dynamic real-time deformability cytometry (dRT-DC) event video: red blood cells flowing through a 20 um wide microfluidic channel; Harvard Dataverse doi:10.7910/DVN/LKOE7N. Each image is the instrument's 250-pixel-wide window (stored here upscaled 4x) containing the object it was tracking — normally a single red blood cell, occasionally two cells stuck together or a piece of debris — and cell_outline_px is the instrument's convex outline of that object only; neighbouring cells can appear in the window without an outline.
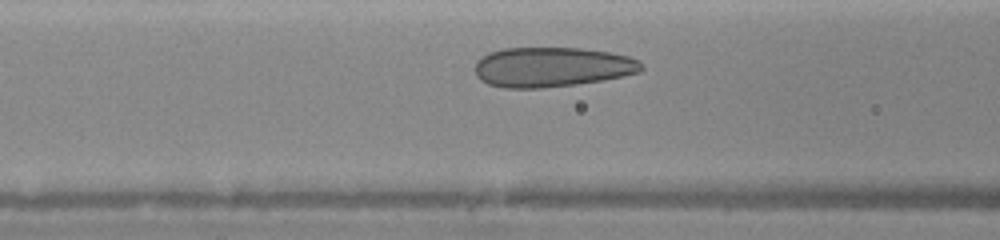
{"species": "human", "species_latin": "Homo sapiens", "temperature_condition": "warm", "stored_images_in_passage": 58, "camera_frame_rate_fps": 3000, "um_per_image_px": 0.085, "donor": {"sex": "female"}, "frame": {"image": 1, "passage_image": 12, "time_ms": 1.667, "image_size_px": [1000, 240], "cell_outline_px": [[644, 68], [640, 72], [624, 76], [604, 80], [576, 84], [540, 88], [504, 88], [488, 84], [480, 80], [476, 76], [476, 60], [488, 52], [504, 48], [580, 48], [608, 52], [628, 56], [640, 60], [644, 64]], "centroid_in_image_um": [46.93, 5.7], "position_along_channel_um": 119.7, "area_um2": 38.9}}
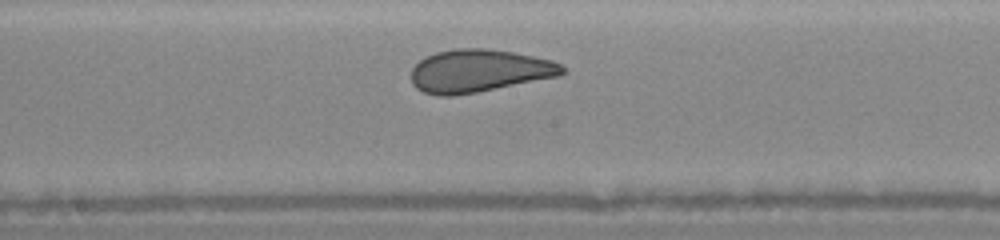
{"frame": {"image": 2, "passage_image": 26, "time_ms": 3.667, "image_size_px": [1000, 240], "cell_outline_px": [[564, 72], [560, 76], [476, 92], [452, 96], [440, 96], [424, 92], [416, 88], [412, 84], [412, 68], [420, 60], [436, 52], [456, 48], [488, 48], [512, 52], [552, 60], [560, 64], [564, 68]], "centroid_in_image_um": [40.71, 6.02], "position_along_channel_um": 207.5, "area_um2": 37.45}}
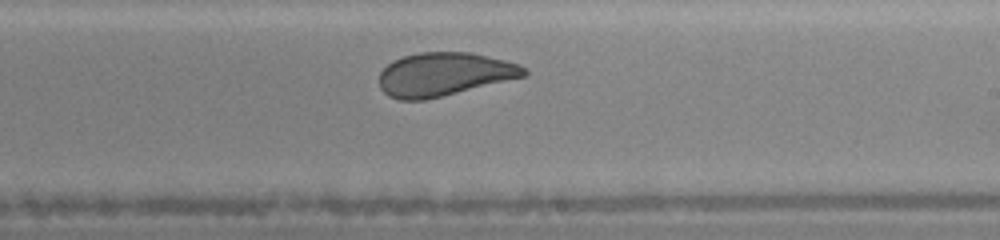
{"frame": {"image": 3, "passage_image": 33, "time_ms": 4.667, "image_size_px": [1000, 240], "cell_outline_px": [[528, 76], [424, 100], [400, 100], [388, 96], [380, 88], [380, 72], [392, 60], [404, 56], [420, 52], [472, 52], [520, 64], [528, 72]], "centroid_in_image_um": [37.76, 6.31], "position_along_channel_um": 251.2, "area_um2": 36.7}}